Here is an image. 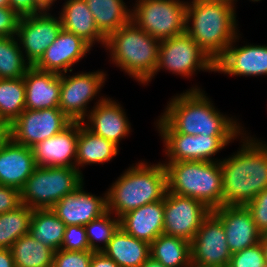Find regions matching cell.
<instances>
[{
  "label": "cell",
  "instance_id": "10",
  "mask_svg": "<svg viewBox=\"0 0 267 267\" xmlns=\"http://www.w3.org/2000/svg\"><path fill=\"white\" fill-rule=\"evenodd\" d=\"M60 74V101L59 109L72 121L82 122L92 110L88 104L93 99L105 100L100 96L101 89L107 82L104 70ZM100 96V97H99ZM96 97V98H95Z\"/></svg>",
  "mask_w": 267,
  "mask_h": 267
},
{
  "label": "cell",
  "instance_id": "25",
  "mask_svg": "<svg viewBox=\"0 0 267 267\" xmlns=\"http://www.w3.org/2000/svg\"><path fill=\"white\" fill-rule=\"evenodd\" d=\"M58 12L63 29L82 38L91 47L96 43L105 47L106 37L97 28L85 0H66Z\"/></svg>",
  "mask_w": 267,
  "mask_h": 267
},
{
  "label": "cell",
  "instance_id": "42",
  "mask_svg": "<svg viewBox=\"0 0 267 267\" xmlns=\"http://www.w3.org/2000/svg\"><path fill=\"white\" fill-rule=\"evenodd\" d=\"M10 8L20 17L41 13L33 0H9Z\"/></svg>",
  "mask_w": 267,
  "mask_h": 267
},
{
  "label": "cell",
  "instance_id": "15",
  "mask_svg": "<svg viewBox=\"0 0 267 267\" xmlns=\"http://www.w3.org/2000/svg\"><path fill=\"white\" fill-rule=\"evenodd\" d=\"M191 262L203 267H228L232 253L222 222L212 213L202 221L190 242Z\"/></svg>",
  "mask_w": 267,
  "mask_h": 267
},
{
  "label": "cell",
  "instance_id": "28",
  "mask_svg": "<svg viewBox=\"0 0 267 267\" xmlns=\"http://www.w3.org/2000/svg\"><path fill=\"white\" fill-rule=\"evenodd\" d=\"M99 31L107 38L131 20L124 0H85Z\"/></svg>",
  "mask_w": 267,
  "mask_h": 267
},
{
  "label": "cell",
  "instance_id": "26",
  "mask_svg": "<svg viewBox=\"0 0 267 267\" xmlns=\"http://www.w3.org/2000/svg\"><path fill=\"white\" fill-rule=\"evenodd\" d=\"M120 152L119 147L98 136L79 122V133L76 151V169L82 173L81 168L86 165L104 164L114 159Z\"/></svg>",
  "mask_w": 267,
  "mask_h": 267
},
{
  "label": "cell",
  "instance_id": "33",
  "mask_svg": "<svg viewBox=\"0 0 267 267\" xmlns=\"http://www.w3.org/2000/svg\"><path fill=\"white\" fill-rule=\"evenodd\" d=\"M32 213L33 209L22 204L0 214V249H10L18 238L29 233Z\"/></svg>",
  "mask_w": 267,
  "mask_h": 267
},
{
  "label": "cell",
  "instance_id": "35",
  "mask_svg": "<svg viewBox=\"0 0 267 267\" xmlns=\"http://www.w3.org/2000/svg\"><path fill=\"white\" fill-rule=\"evenodd\" d=\"M119 227L120 218L108 210L100 217L86 224L85 229L90 250L102 252Z\"/></svg>",
  "mask_w": 267,
  "mask_h": 267
},
{
  "label": "cell",
  "instance_id": "34",
  "mask_svg": "<svg viewBox=\"0 0 267 267\" xmlns=\"http://www.w3.org/2000/svg\"><path fill=\"white\" fill-rule=\"evenodd\" d=\"M31 67L16 36L0 37V79H18Z\"/></svg>",
  "mask_w": 267,
  "mask_h": 267
},
{
  "label": "cell",
  "instance_id": "37",
  "mask_svg": "<svg viewBox=\"0 0 267 267\" xmlns=\"http://www.w3.org/2000/svg\"><path fill=\"white\" fill-rule=\"evenodd\" d=\"M94 251H68L54 252L53 267H90Z\"/></svg>",
  "mask_w": 267,
  "mask_h": 267
},
{
  "label": "cell",
  "instance_id": "31",
  "mask_svg": "<svg viewBox=\"0 0 267 267\" xmlns=\"http://www.w3.org/2000/svg\"><path fill=\"white\" fill-rule=\"evenodd\" d=\"M10 250L15 267H53L54 251L29 233L18 238Z\"/></svg>",
  "mask_w": 267,
  "mask_h": 267
},
{
  "label": "cell",
  "instance_id": "30",
  "mask_svg": "<svg viewBox=\"0 0 267 267\" xmlns=\"http://www.w3.org/2000/svg\"><path fill=\"white\" fill-rule=\"evenodd\" d=\"M150 257L165 267H187L191 263L190 242L161 234L150 244Z\"/></svg>",
  "mask_w": 267,
  "mask_h": 267
},
{
  "label": "cell",
  "instance_id": "50",
  "mask_svg": "<svg viewBox=\"0 0 267 267\" xmlns=\"http://www.w3.org/2000/svg\"><path fill=\"white\" fill-rule=\"evenodd\" d=\"M0 7H10L9 0H0Z\"/></svg>",
  "mask_w": 267,
  "mask_h": 267
},
{
  "label": "cell",
  "instance_id": "19",
  "mask_svg": "<svg viewBox=\"0 0 267 267\" xmlns=\"http://www.w3.org/2000/svg\"><path fill=\"white\" fill-rule=\"evenodd\" d=\"M84 183L51 208L66 226H85L107 211V192L102 194L103 197L96 196L84 190Z\"/></svg>",
  "mask_w": 267,
  "mask_h": 267
},
{
  "label": "cell",
  "instance_id": "48",
  "mask_svg": "<svg viewBox=\"0 0 267 267\" xmlns=\"http://www.w3.org/2000/svg\"><path fill=\"white\" fill-rule=\"evenodd\" d=\"M260 243L263 247L264 255H265V261H266V267H267V233H263L261 235Z\"/></svg>",
  "mask_w": 267,
  "mask_h": 267
},
{
  "label": "cell",
  "instance_id": "27",
  "mask_svg": "<svg viewBox=\"0 0 267 267\" xmlns=\"http://www.w3.org/2000/svg\"><path fill=\"white\" fill-rule=\"evenodd\" d=\"M102 252L119 267H140L150 257V244L119 227Z\"/></svg>",
  "mask_w": 267,
  "mask_h": 267
},
{
  "label": "cell",
  "instance_id": "47",
  "mask_svg": "<svg viewBox=\"0 0 267 267\" xmlns=\"http://www.w3.org/2000/svg\"><path fill=\"white\" fill-rule=\"evenodd\" d=\"M140 267H165L160 262L149 257Z\"/></svg>",
  "mask_w": 267,
  "mask_h": 267
},
{
  "label": "cell",
  "instance_id": "2",
  "mask_svg": "<svg viewBox=\"0 0 267 267\" xmlns=\"http://www.w3.org/2000/svg\"><path fill=\"white\" fill-rule=\"evenodd\" d=\"M249 134H242L237 152L220 160L223 205L246 206L267 188V142Z\"/></svg>",
  "mask_w": 267,
  "mask_h": 267
},
{
  "label": "cell",
  "instance_id": "6",
  "mask_svg": "<svg viewBox=\"0 0 267 267\" xmlns=\"http://www.w3.org/2000/svg\"><path fill=\"white\" fill-rule=\"evenodd\" d=\"M168 191L202 202L211 211L223 206V174L220 161L163 163Z\"/></svg>",
  "mask_w": 267,
  "mask_h": 267
},
{
  "label": "cell",
  "instance_id": "14",
  "mask_svg": "<svg viewBox=\"0 0 267 267\" xmlns=\"http://www.w3.org/2000/svg\"><path fill=\"white\" fill-rule=\"evenodd\" d=\"M61 29L59 16L53 15L52 12H41L20 18L16 38L26 61L31 66L40 60Z\"/></svg>",
  "mask_w": 267,
  "mask_h": 267
},
{
  "label": "cell",
  "instance_id": "9",
  "mask_svg": "<svg viewBox=\"0 0 267 267\" xmlns=\"http://www.w3.org/2000/svg\"><path fill=\"white\" fill-rule=\"evenodd\" d=\"M162 69L174 75L190 78L200 71L215 73V62L187 33H184L161 40L155 73L143 86L148 85Z\"/></svg>",
  "mask_w": 267,
  "mask_h": 267
},
{
  "label": "cell",
  "instance_id": "51",
  "mask_svg": "<svg viewBox=\"0 0 267 267\" xmlns=\"http://www.w3.org/2000/svg\"><path fill=\"white\" fill-rule=\"evenodd\" d=\"M187 267H203V266H199V265L193 264V263L191 262Z\"/></svg>",
  "mask_w": 267,
  "mask_h": 267
},
{
  "label": "cell",
  "instance_id": "36",
  "mask_svg": "<svg viewBox=\"0 0 267 267\" xmlns=\"http://www.w3.org/2000/svg\"><path fill=\"white\" fill-rule=\"evenodd\" d=\"M228 267H266L265 255L261 243L232 253Z\"/></svg>",
  "mask_w": 267,
  "mask_h": 267
},
{
  "label": "cell",
  "instance_id": "52",
  "mask_svg": "<svg viewBox=\"0 0 267 267\" xmlns=\"http://www.w3.org/2000/svg\"><path fill=\"white\" fill-rule=\"evenodd\" d=\"M251 2H259V1H262V0H250Z\"/></svg>",
  "mask_w": 267,
  "mask_h": 267
},
{
  "label": "cell",
  "instance_id": "5",
  "mask_svg": "<svg viewBox=\"0 0 267 267\" xmlns=\"http://www.w3.org/2000/svg\"><path fill=\"white\" fill-rule=\"evenodd\" d=\"M160 42L130 20L106 38L104 48L115 67L144 85L155 73Z\"/></svg>",
  "mask_w": 267,
  "mask_h": 267
},
{
  "label": "cell",
  "instance_id": "18",
  "mask_svg": "<svg viewBox=\"0 0 267 267\" xmlns=\"http://www.w3.org/2000/svg\"><path fill=\"white\" fill-rule=\"evenodd\" d=\"M90 50L92 47L82 38L62 28L34 67L57 74L71 73L72 67L86 57Z\"/></svg>",
  "mask_w": 267,
  "mask_h": 267
},
{
  "label": "cell",
  "instance_id": "16",
  "mask_svg": "<svg viewBox=\"0 0 267 267\" xmlns=\"http://www.w3.org/2000/svg\"><path fill=\"white\" fill-rule=\"evenodd\" d=\"M239 37L240 33L215 61V73L232 77L267 76V45L245 43L243 46H238L236 42H239Z\"/></svg>",
  "mask_w": 267,
  "mask_h": 267
},
{
  "label": "cell",
  "instance_id": "12",
  "mask_svg": "<svg viewBox=\"0 0 267 267\" xmlns=\"http://www.w3.org/2000/svg\"><path fill=\"white\" fill-rule=\"evenodd\" d=\"M164 143V162L220 161L215 158L222 149L241 136H207L188 134H159ZM214 158H213V157Z\"/></svg>",
  "mask_w": 267,
  "mask_h": 267
},
{
  "label": "cell",
  "instance_id": "23",
  "mask_svg": "<svg viewBox=\"0 0 267 267\" xmlns=\"http://www.w3.org/2000/svg\"><path fill=\"white\" fill-rule=\"evenodd\" d=\"M25 109L59 108L60 74L42 71L31 66L23 77Z\"/></svg>",
  "mask_w": 267,
  "mask_h": 267
},
{
  "label": "cell",
  "instance_id": "8",
  "mask_svg": "<svg viewBox=\"0 0 267 267\" xmlns=\"http://www.w3.org/2000/svg\"><path fill=\"white\" fill-rule=\"evenodd\" d=\"M133 4L131 20L153 38L161 41L186 33L187 1L135 0Z\"/></svg>",
  "mask_w": 267,
  "mask_h": 267
},
{
  "label": "cell",
  "instance_id": "39",
  "mask_svg": "<svg viewBox=\"0 0 267 267\" xmlns=\"http://www.w3.org/2000/svg\"><path fill=\"white\" fill-rule=\"evenodd\" d=\"M246 208L250 211L257 229L262 234L267 233V188L256 195Z\"/></svg>",
  "mask_w": 267,
  "mask_h": 267
},
{
  "label": "cell",
  "instance_id": "3",
  "mask_svg": "<svg viewBox=\"0 0 267 267\" xmlns=\"http://www.w3.org/2000/svg\"><path fill=\"white\" fill-rule=\"evenodd\" d=\"M145 159L130 165L107 189V210L120 218L126 212L165 198L167 173L163 162Z\"/></svg>",
  "mask_w": 267,
  "mask_h": 267
},
{
  "label": "cell",
  "instance_id": "1",
  "mask_svg": "<svg viewBox=\"0 0 267 267\" xmlns=\"http://www.w3.org/2000/svg\"><path fill=\"white\" fill-rule=\"evenodd\" d=\"M201 87L190 89L170 98L154 123L159 134L207 136H242L245 132L239 119L218 110Z\"/></svg>",
  "mask_w": 267,
  "mask_h": 267
},
{
  "label": "cell",
  "instance_id": "13",
  "mask_svg": "<svg viewBox=\"0 0 267 267\" xmlns=\"http://www.w3.org/2000/svg\"><path fill=\"white\" fill-rule=\"evenodd\" d=\"M211 210L197 199L167 191L164 198L163 234L191 242Z\"/></svg>",
  "mask_w": 267,
  "mask_h": 267
},
{
  "label": "cell",
  "instance_id": "21",
  "mask_svg": "<svg viewBox=\"0 0 267 267\" xmlns=\"http://www.w3.org/2000/svg\"><path fill=\"white\" fill-rule=\"evenodd\" d=\"M79 122L32 147L35 163L41 167L76 168Z\"/></svg>",
  "mask_w": 267,
  "mask_h": 267
},
{
  "label": "cell",
  "instance_id": "22",
  "mask_svg": "<svg viewBox=\"0 0 267 267\" xmlns=\"http://www.w3.org/2000/svg\"><path fill=\"white\" fill-rule=\"evenodd\" d=\"M37 167L32 148L11 138L0 149V184L22 190Z\"/></svg>",
  "mask_w": 267,
  "mask_h": 267
},
{
  "label": "cell",
  "instance_id": "20",
  "mask_svg": "<svg viewBox=\"0 0 267 267\" xmlns=\"http://www.w3.org/2000/svg\"><path fill=\"white\" fill-rule=\"evenodd\" d=\"M211 212L223 224L227 245L231 253L260 242L262 233L257 229L246 206L223 205Z\"/></svg>",
  "mask_w": 267,
  "mask_h": 267
},
{
  "label": "cell",
  "instance_id": "44",
  "mask_svg": "<svg viewBox=\"0 0 267 267\" xmlns=\"http://www.w3.org/2000/svg\"><path fill=\"white\" fill-rule=\"evenodd\" d=\"M0 267H15L10 249H0Z\"/></svg>",
  "mask_w": 267,
  "mask_h": 267
},
{
  "label": "cell",
  "instance_id": "46",
  "mask_svg": "<svg viewBox=\"0 0 267 267\" xmlns=\"http://www.w3.org/2000/svg\"><path fill=\"white\" fill-rule=\"evenodd\" d=\"M34 5L41 11V12H52L54 4L57 0H33ZM52 8V10H51Z\"/></svg>",
  "mask_w": 267,
  "mask_h": 267
},
{
  "label": "cell",
  "instance_id": "38",
  "mask_svg": "<svg viewBox=\"0 0 267 267\" xmlns=\"http://www.w3.org/2000/svg\"><path fill=\"white\" fill-rule=\"evenodd\" d=\"M61 249L68 251L90 250L85 226L67 225L65 228Z\"/></svg>",
  "mask_w": 267,
  "mask_h": 267
},
{
  "label": "cell",
  "instance_id": "43",
  "mask_svg": "<svg viewBox=\"0 0 267 267\" xmlns=\"http://www.w3.org/2000/svg\"><path fill=\"white\" fill-rule=\"evenodd\" d=\"M90 267H119L111 258L103 252H94L91 257Z\"/></svg>",
  "mask_w": 267,
  "mask_h": 267
},
{
  "label": "cell",
  "instance_id": "40",
  "mask_svg": "<svg viewBox=\"0 0 267 267\" xmlns=\"http://www.w3.org/2000/svg\"><path fill=\"white\" fill-rule=\"evenodd\" d=\"M20 18L10 7H0V37L16 36Z\"/></svg>",
  "mask_w": 267,
  "mask_h": 267
},
{
  "label": "cell",
  "instance_id": "24",
  "mask_svg": "<svg viewBox=\"0 0 267 267\" xmlns=\"http://www.w3.org/2000/svg\"><path fill=\"white\" fill-rule=\"evenodd\" d=\"M164 199L143 205L120 217V227L139 240L151 244L164 232Z\"/></svg>",
  "mask_w": 267,
  "mask_h": 267
},
{
  "label": "cell",
  "instance_id": "29",
  "mask_svg": "<svg viewBox=\"0 0 267 267\" xmlns=\"http://www.w3.org/2000/svg\"><path fill=\"white\" fill-rule=\"evenodd\" d=\"M65 228L51 209H33L29 234L54 252L61 249Z\"/></svg>",
  "mask_w": 267,
  "mask_h": 267
},
{
  "label": "cell",
  "instance_id": "32",
  "mask_svg": "<svg viewBox=\"0 0 267 267\" xmlns=\"http://www.w3.org/2000/svg\"><path fill=\"white\" fill-rule=\"evenodd\" d=\"M25 110L23 77L0 79V120L11 125Z\"/></svg>",
  "mask_w": 267,
  "mask_h": 267
},
{
  "label": "cell",
  "instance_id": "45",
  "mask_svg": "<svg viewBox=\"0 0 267 267\" xmlns=\"http://www.w3.org/2000/svg\"><path fill=\"white\" fill-rule=\"evenodd\" d=\"M10 139V125L0 120V149Z\"/></svg>",
  "mask_w": 267,
  "mask_h": 267
},
{
  "label": "cell",
  "instance_id": "17",
  "mask_svg": "<svg viewBox=\"0 0 267 267\" xmlns=\"http://www.w3.org/2000/svg\"><path fill=\"white\" fill-rule=\"evenodd\" d=\"M82 124L94 134L120 147V141L132 132L131 123L121 103L107 97L95 102Z\"/></svg>",
  "mask_w": 267,
  "mask_h": 267
},
{
  "label": "cell",
  "instance_id": "11",
  "mask_svg": "<svg viewBox=\"0 0 267 267\" xmlns=\"http://www.w3.org/2000/svg\"><path fill=\"white\" fill-rule=\"evenodd\" d=\"M71 123L59 108L25 109L10 125V138L17 144L32 148L60 133Z\"/></svg>",
  "mask_w": 267,
  "mask_h": 267
},
{
  "label": "cell",
  "instance_id": "7",
  "mask_svg": "<svg viewBox=\"0 0 267 267\" xmlns=\"http://www.w3.org/2000/svg\"><path fill=\"white\" fill-rule=\"evenodd\" d=\"M83 182L76 168L37 166L21 190V201L31 209H51Z\"/></svg>",
  "mask_w": 267,
  "mask_h": 267
},
{
  "label": "cell",
  "instance_id": "49",
  "mask_svg": "<svg viewBox=\"0 0 267 267\" xmlns=\"http://www.w3.org/2000/svg\"><path fill=\"white\" fill-rule=\"evenodd\" d=\"M199 1L220 2V3H224V4H228V5L234 6L235 8H236V3L238 2V0H199Z\"/></svg>",
  "mask_w": 267,
  "mask_h": 267
},
{
  "label": "cell",
  "instance_id": "4",
  "mask_svg": "<svg viewBox=\"0 0 267 267\" xmlns=\"http://www.w3.org/2000/svg\"><path fill=\"white\" fill-rule=\"evenodd\" d=\"M234 6L212 1H187L186 33L215 62L240 32Z\"/></svg>",
  "mask_w": 267,
  "mask_h": 267
},
{
  "label": "cell",
  "instance_id": "41",
  "mask_svg": "<svg viewBox=\"0 0 267 267\" xmlns=\"http://www.w3.org/2000/svg\"><path fill=\"white\" fill-rule=\"evenodd\" d=\"M21 205V191L0 184V214L15 210Z\"/></svg>",
  "mask_w": 267,
  "mask_h": 267
}]
</instances>
